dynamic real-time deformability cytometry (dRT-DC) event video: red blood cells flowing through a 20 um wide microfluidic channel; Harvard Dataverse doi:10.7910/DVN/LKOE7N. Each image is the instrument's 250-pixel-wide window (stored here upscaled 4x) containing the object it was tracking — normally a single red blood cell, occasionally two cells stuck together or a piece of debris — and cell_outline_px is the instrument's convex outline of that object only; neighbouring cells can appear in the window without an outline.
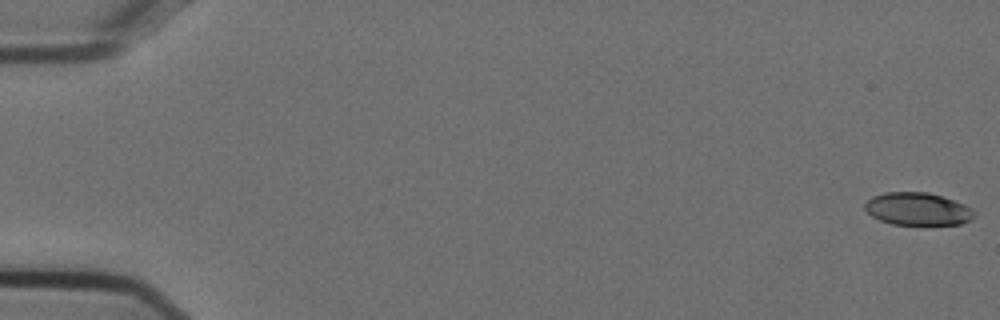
{"species": "Egyptian fruit bat (a non-hibernating species)", "species_latin": "Rousettus aegyptiacus", "temperature_condition": "cold", "stored_images_in_passage": 14, "camera_frame_rate_fps": 3000, "um_per_image_px": 0.085, "animal": {"sex": "female"}, "frame": {"image": 1, "passage_image": 1, "time_ms": 0.0, "image_size_px": [1000, 320], "cell_outline_px": [[976, 212], [972, 220], [960, 224], [892, 224], [880, 220], [872, 216], [864, 208], [864, 204], [872, 196], [884, 192], [928, 192], [964, 204], [972, 208]], "centroid_in_image_um": [78.0, 17.76], "position_along_channel_um": 7.0, "area_um2": 20.75}}
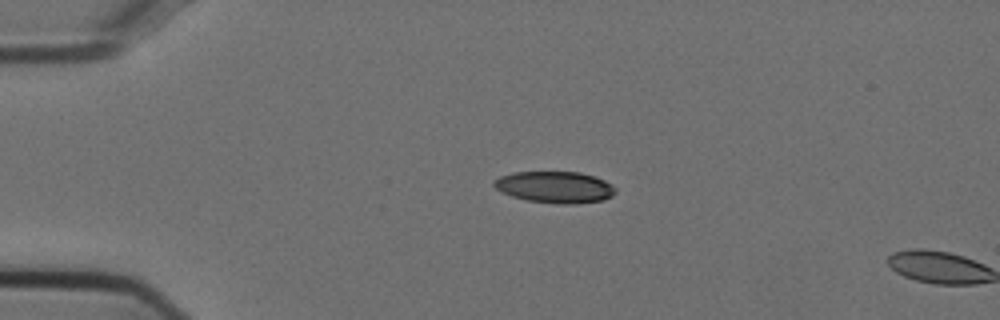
{"frame": {"image": 2, "passage_image": 13, "time_ms": 4.0, "image_size_px": [1000, 320], "cell_outline_px": [[616, 192], [612, 196], [604, 200], [576, 204], [560, 204], [528, 200], [512, 196], [496, 188], [492, 184], [492, 180], [500, 176], [516, 172], [580, 172], [596, 176], [612, 184], [616, 188]], "centroid_in_image_um": [47.21, 15.9], "position_along_channel_um": 37.8, "area_um2": 22.43}}